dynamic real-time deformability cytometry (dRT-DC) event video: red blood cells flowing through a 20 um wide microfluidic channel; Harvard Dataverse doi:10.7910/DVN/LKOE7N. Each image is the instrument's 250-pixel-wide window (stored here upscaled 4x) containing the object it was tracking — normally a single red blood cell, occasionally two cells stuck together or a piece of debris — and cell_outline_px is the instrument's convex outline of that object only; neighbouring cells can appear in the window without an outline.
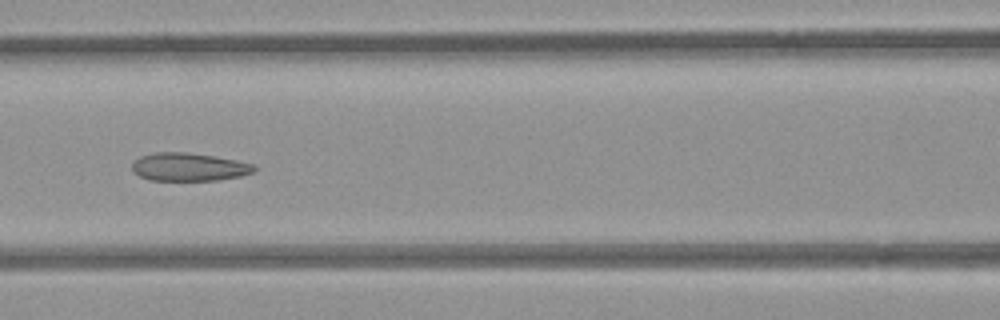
{"species": "common noctule bat (a hibernating species)", "species_latin": "Nyctalus noctula", "temperature_condition": "room temperature", "stored_images_in_passage": 7, "camera_frame_rate_fps": 3000, "um_per_image_px": 0.085, "animal": {"sex": "female", "body_mass_g": 21.9}, "frame": {"image": 1, "passage_image": 7, "time_ms": 2.0, "image_size_px": [1000, 320], "cell_outline_px": [[256, 172], [240, 176], [216, 180], [148, 180], [132, 172], [132, 160], [140, 156], [152, 152], [188, 152], [236, 160], [256, 164]], "centroid_in_image_um": [16.04, 14.18], "position_along_channel_um": 150.6, "area_um2": 20.23}}